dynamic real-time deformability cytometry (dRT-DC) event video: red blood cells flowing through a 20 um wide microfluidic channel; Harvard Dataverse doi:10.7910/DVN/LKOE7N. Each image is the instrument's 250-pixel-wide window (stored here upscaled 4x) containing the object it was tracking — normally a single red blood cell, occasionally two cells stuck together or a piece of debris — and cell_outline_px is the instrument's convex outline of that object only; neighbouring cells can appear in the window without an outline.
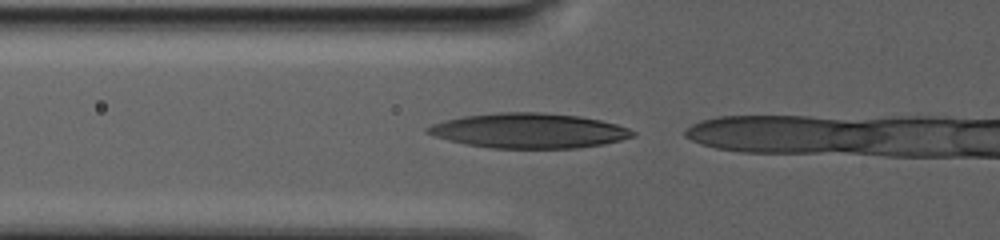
{"species": "human", "species_latin": "Homo sapiens", "temperature_condition": "warm", "stored_images_in_passage": 8, "camera_frame_rate_fps": 3000, "um_per_image_px": 0.085, "donor": {"sex": "male"}, "frame": {"image": 1, "passage_image": 2, "time_ms": 0.333, "image_size_px": [1000, 240], "cell_outline_px": [[636, 136], [604, 144], [576, 148], [488, 148], [464, 144], [448, 140], [424, 132], [424, 128], [432, 124], [464, 116], [500, 112], [540, 112], [580, 116], [600, 120], [616, 124], [628, 128], [636, 132]], "centroid_in_image_um": [44.96, 11.11], "position_along_channel_um": 80.8, "area_um2": 41.73}}
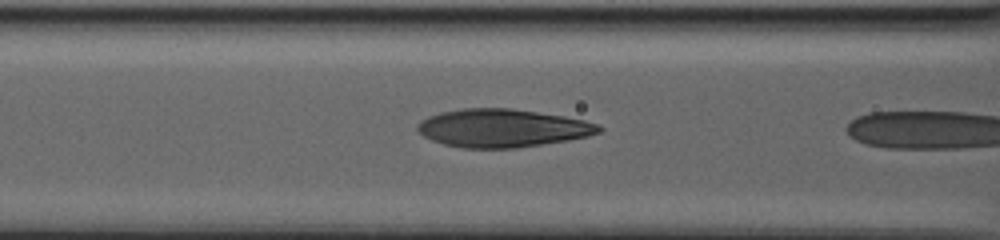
{"frame": {"image": 2, "passage_image": 7, "time_ms": 2.333, "image_size_px": [1000, 240], "cell_outline_px": [[604, 128], [600, 132], [588, 136], [568, 140], [516, 148], [460, 148], [444, 144], [432, 140], [424, 136], [416, 128], [416, 124], [420, 120], [428, 116], [440, 112], [464, 108], [512, 108], [564, 116], [584, 120], [596, 124]], "centroid_in_image_um": [42.68, 10.88], "position_along_channel_um": 123.9, "area_um2": 40.34}}